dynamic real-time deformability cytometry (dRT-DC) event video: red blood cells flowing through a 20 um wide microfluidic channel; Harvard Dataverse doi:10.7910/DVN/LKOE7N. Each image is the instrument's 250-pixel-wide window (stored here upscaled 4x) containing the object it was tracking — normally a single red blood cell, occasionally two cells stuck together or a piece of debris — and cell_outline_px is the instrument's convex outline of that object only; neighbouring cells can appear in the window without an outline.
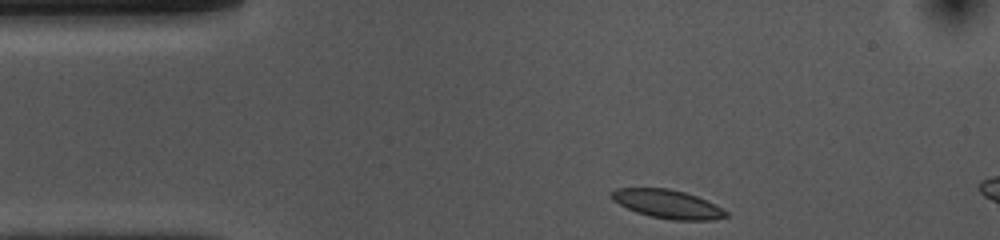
{"species": "common noctule bat (a hibernating species)", "species_latin": "Nyctalus noctula", "temperature_condition": "cold", "stored_images_in_passage": 6, "camera_frame_rate_fps": 3000, "um_per_image_px": 0.085, "animal": {"sex": "female", "body_mass_g": 10.0, "forearm_length_mm": 53.1}, "frame": {"image": 1, "passage_image": 1, "time_ms": 0.0, "image_size_px": [1000, 240], "cell_outline_px": [[728, 216], [712, 220], [672, 220], [652, 216], [636, 212], [612, 200], [612, 192], [616, 188], [668, 188], [684, 192], [696, 196], [716, 204], [728, 212]], "centroid_in_image_um": [56.77, 17.34], "position_along_channel_um": 28.2, "area_um2": 18.9}}